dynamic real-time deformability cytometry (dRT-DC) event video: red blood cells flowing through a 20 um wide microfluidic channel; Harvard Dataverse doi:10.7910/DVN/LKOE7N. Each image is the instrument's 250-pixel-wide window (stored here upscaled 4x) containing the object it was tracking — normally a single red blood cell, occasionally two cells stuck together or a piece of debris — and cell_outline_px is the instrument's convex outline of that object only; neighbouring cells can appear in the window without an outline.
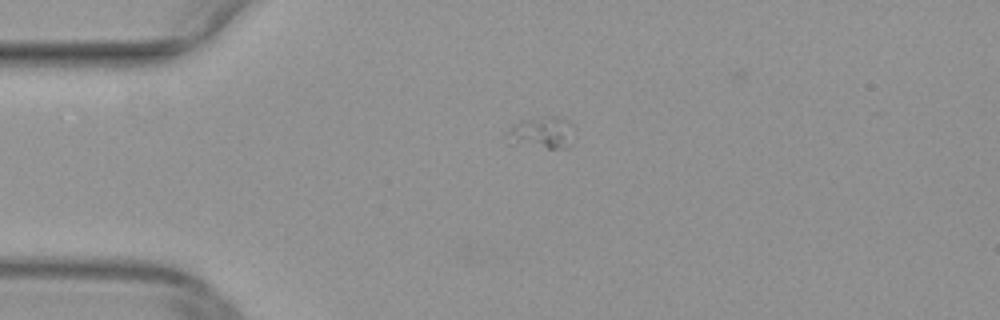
{"species": "common noctule bat (a hibernating species)", "species_latin": "Nyctalus noctula", "temperature_condition": "warm", "stored_images_in_passage": 34, "camera_frame_rate_fps": 3000, "um_per_image_px": 0.085, "animal": {"sex": "female", "body_mass_g": 29.2, "forearm_length_mm": 56.3}, "frame": {"image": 1, "passage_image": 1, "time_ms": 0.0, "image_size_px": [1000, 320], "cell_outline_px": [[572, 144], [568, 148], [548, 148], [504, 136], [520, 120], [544, 116], [556, 116], [568, 120], [572, 124]], "centroid_in_image_um": [46.22, 11.21], "position_along_channel_um": 38.8, "area_um2": 11.68}}
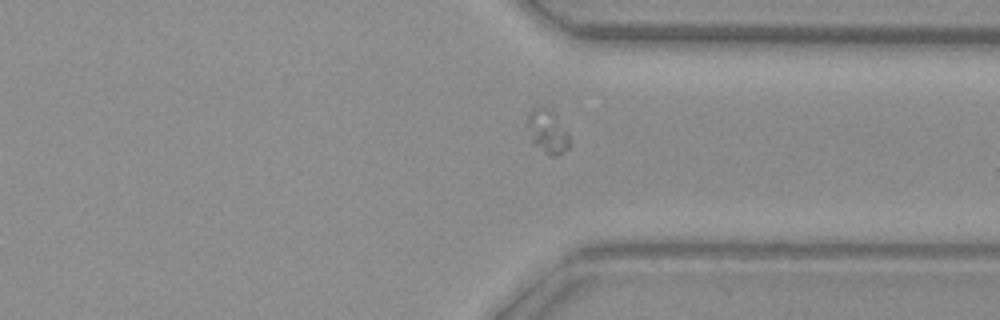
{"frame": {"image": 2, "passage_image": 28, "time_ms": 9.0, "image_size_px": [1000, 320], "cell_outline_px": [[568, 148], [556, 156], [552, 156], [544, 152], [532, 144], [528, 124], [528, 112], [532, 108], [540, 104], [548, 108], [552, 112], [568, 136]], "centroid_in_image_um": [46.47, 11.16], "position_along_channel_um": 364.9, "area_um2": 10.35}}
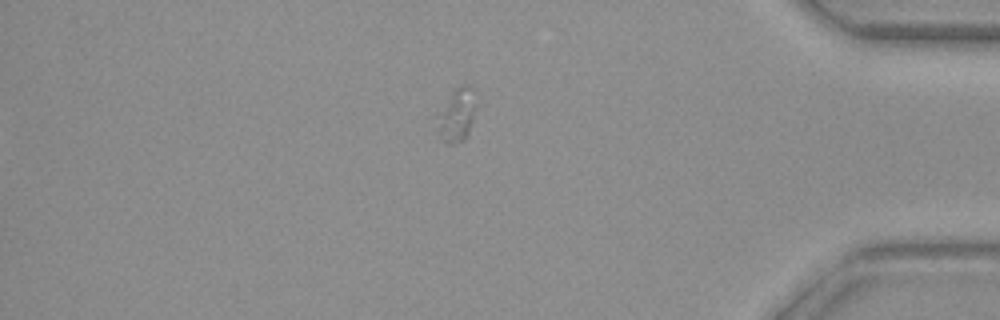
{"frame": {"image": 3, "passage_image": 33, "time_ms": 10.667, "image_size_px": [1000, 320], "cell_outline_px": [[476, 104], [472, 120], [468, 132], [464, 140], [452, 144], [448, 144], [444, 140], [440, 128], [440, 124], [452, 92], [460, 84], [468, 84], [472, 88]], "centroid_in_image_um": [38.96, 9.74], "position_along_channel_um": 396.2, "area_um2": 10.69}}